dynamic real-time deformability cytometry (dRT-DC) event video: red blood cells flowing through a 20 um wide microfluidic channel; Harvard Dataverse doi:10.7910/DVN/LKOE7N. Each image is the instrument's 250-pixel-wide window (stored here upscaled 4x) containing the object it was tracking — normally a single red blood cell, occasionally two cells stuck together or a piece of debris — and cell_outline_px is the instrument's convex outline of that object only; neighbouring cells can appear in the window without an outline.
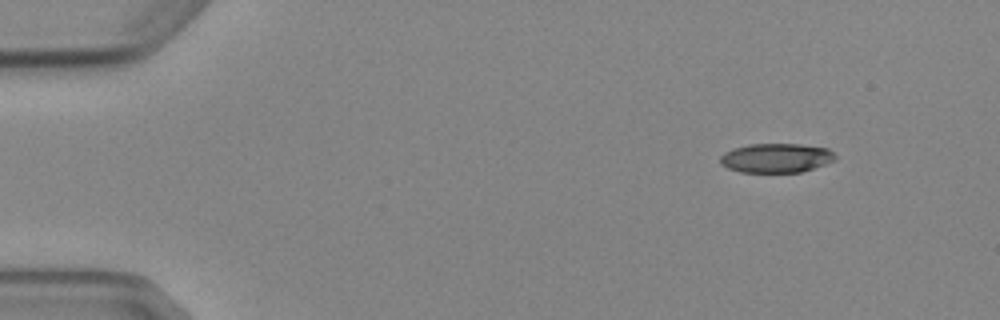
{"species": "Egyptian fruit bat (a non-hibernating species)", "species_latin": "Rousettus aegyptiacus", "temperature_condition": "cold", "stored_images_in_passage": 4, "camera_frame_rate_fps": 3000, "um_per_image_px": 0.085, "animal": {"sex": "female"}, "frame": {"image": 1, "passage_image": 1, "time_ms": 0.0, "image_size_px": [1000, 320], "cell_outline_px": [[836, 160], [800, 172], [740, 172], [728, 168], [720, 164], [720, 156], [724, 152], [732, 148], [748, 144], [800, 144], [828, 148], [836, 156]], "centroid_in_image_um": [65.94, 13.42], "position_along_channel_um": 19.1, "area_um2": 19.65}}
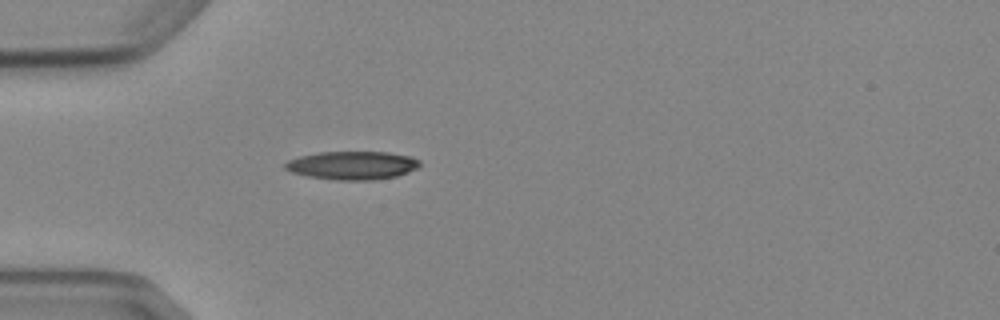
{"frame": {"image": 2, "passage_image": 4, "time_ms": 3.333, "image_size_px": [1000, 320], "cell_outline_px": [[420, 164], [416, 168], [408, 172], [396, 176], [372, 180], [336, 180], [308, 176], [292, 172], [284, 168], [284, 164], [288, 160], [300, 156], [320, 152], [388, 152], [412, 156], [420, 160]], "centroid_in_image_um": [29.96, 14.05], "position_along_channel_um": 55.0, "area_um2": 22.2}}